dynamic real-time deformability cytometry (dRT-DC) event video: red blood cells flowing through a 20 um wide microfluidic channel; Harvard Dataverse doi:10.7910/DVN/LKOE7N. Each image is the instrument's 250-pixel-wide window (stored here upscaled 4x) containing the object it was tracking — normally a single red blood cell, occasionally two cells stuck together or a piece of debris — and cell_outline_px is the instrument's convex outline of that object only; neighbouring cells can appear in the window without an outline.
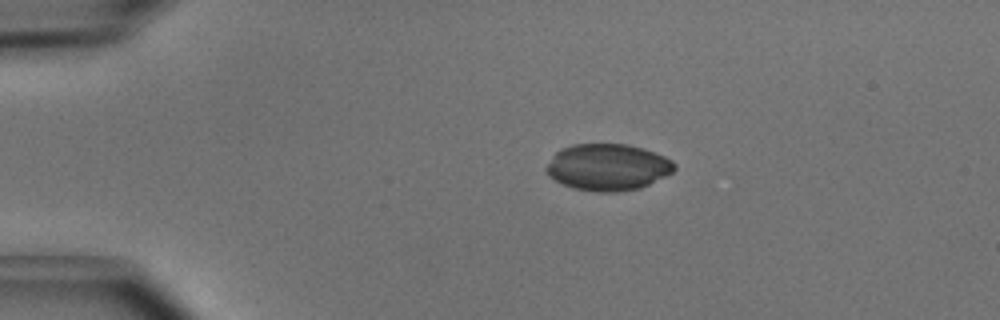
{"species": "common noctule bat (a hibernating species)", "species_latin": "Nyctalus noctula", "temperature_condition": "cold", "stored_images_in_passage": 3, "camera_frame_rate_fps": 3000, "um_per_image_px": 0.085, "animal": {"sex": "male", "body_mass_g": 15.6}, "frame": {"image": 1, "passage_image": 1, "time_ms": 0.0, "image_size_px": [1000, 320], "cell_outline_px": [[676, 168], [672, 172], [640, 188], [616, 192], [596, 192], [572, 188], [548, 176], [544, 168], [552, 156], [560, 148], [572, 144], [628, 144], [644, 148], [664, 156], [672, 160], [676, 164]], "centroid_in_image_um": [51.63, 14.2], "position_along_channel_um": 33.4, "area_um2": 34.97}}